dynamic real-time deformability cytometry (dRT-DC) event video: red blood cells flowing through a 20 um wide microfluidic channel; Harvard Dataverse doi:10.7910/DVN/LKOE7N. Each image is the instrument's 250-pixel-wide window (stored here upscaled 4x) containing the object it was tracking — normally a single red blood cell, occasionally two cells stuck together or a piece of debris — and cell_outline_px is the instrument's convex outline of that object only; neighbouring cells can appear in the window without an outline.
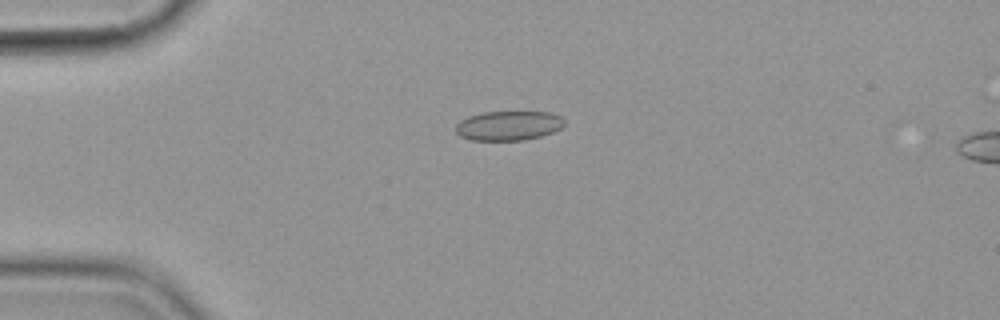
{"species": "common noctule bat (a hibernating species)", "species_latin": "Nyctalus noctula", "temperature_condition": "cold", "stored_images_in_passage": 6, "camera_frame_rate_fps": 3000, "um_per_image_px": 0.085, "animal": {"sex": "female", "body_mass_g": 19.9}, "frame": {"image": 1, "passage_image": 4, "time_ms": 4.333, "image_size_px": [1000, 320], "cell_outline_px": [[564, 124], [560, 128], [552, 132], [540, 136], [524, 140], [472, 140], [460, 136], [456, 132], [456, 124], [460, 120], [468, 116], [484, 112], [548, 112], [560, 116], [564, 120]], "centroid_in_image_um": [43.2, 10.68], "position_along_channel_um": 41.8, "area_um2": 18.55}}
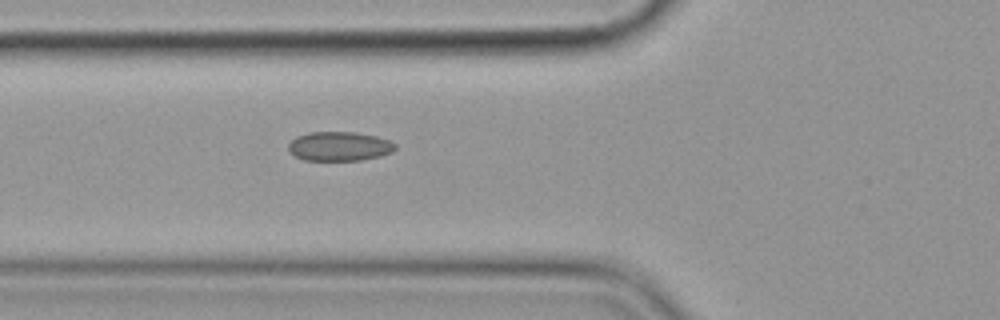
{"frame": {"image": 2, "passage_image": 6, "time_ms": 6.667, "image_size_px": [1000, 320], "cell_outline_px": [[396, 148], [392, 152], [380, 156], [360, 160], [304, 160], [296, 156], [288, 148], [288, 144], [296, 136], [308, 132], [356, 132], [376, 136], [388, 140], [396, 144]], "centroid_in_image_um": [28.85, 12.43], "position_along_channel_um": 96.9, "area_um2": 18.15}}